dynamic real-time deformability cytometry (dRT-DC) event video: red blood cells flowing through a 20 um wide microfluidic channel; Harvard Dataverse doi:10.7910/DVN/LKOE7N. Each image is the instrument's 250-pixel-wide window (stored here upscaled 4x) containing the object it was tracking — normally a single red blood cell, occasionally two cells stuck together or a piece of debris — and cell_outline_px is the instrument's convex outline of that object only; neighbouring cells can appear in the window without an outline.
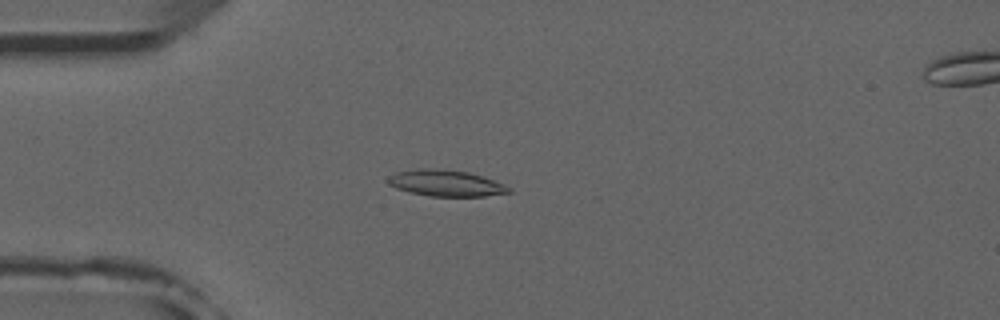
{"species": "common noctule bat (a hibernating species)", "species_latin": "Nyctalus noctula", "temperature_condition": "room temperature", "stored_images_in_passage": 52, "camera_frame_rate_fps": 3000, "um_per_image_px": 0.085, "animal": {"sex": "male", "forearm_length_mm": 52.5}, "frame": {"image": 1, "passage_image": 14, "time_ms": 4.333, "image_size_px": [1000, 320], "cell_outline_px": [[512, 192], [484, 196], [428, 196], [396, 188], [388, 184], [384, 180], [388, 176], [396, 172], [420, 168], [432, 168], [468, 172], [484, 176], [504, 184], [512, 188]], "centroid_in_image_um": [37.89, 15.56], "position_along_channel_um": 47.1, "area_um2": 18.61}}
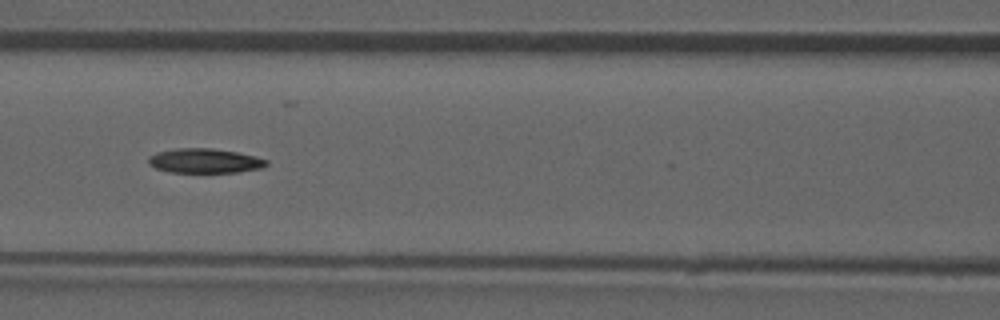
{"frame": {"image": 2, "passage_image": 23, "time_ms": 7.333, "image_size_px": [1000, 320], "cell_outline_px": [[268, 164], [264, 168], [236, 172], [168, 172], [156, 168], [148, 164], [148, 156], [156, 152], [176, 148], [208, 148], [236, 152], [256, 156], [268, 160]], "centroid_in_image_um": [17.39, 13.67], "position_along_channel_um": 149.2, "area_um2": 16.94}}
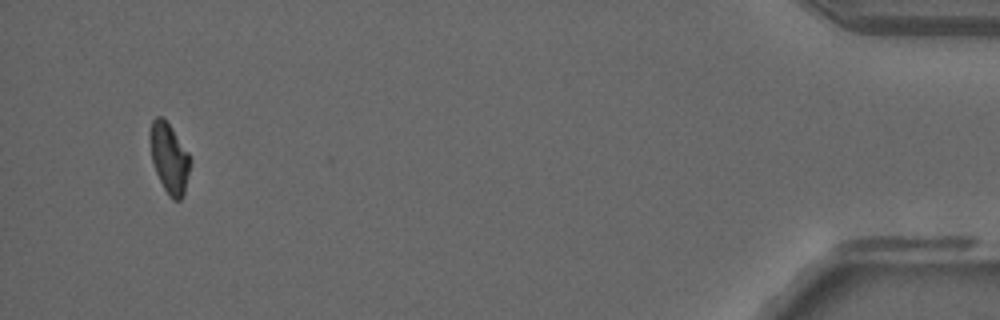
{"frame": {"image": 3, "passage_image": 50, "time_ms": 16.333, "image_size_px": [1000, 320], "cell_outline_px": [[192, 160], [184, 192], [180, 200], [172, 200], [168, 196], [156, 172], [152, 160], [148, 140], [148, 132], [152, 120], [156, 116], [160, 116], [172, 128], [188, 152]], "centroid_in_image_um": [14.37, 13.42], "position_along_channel_um": 420.8, "area_um2": 16.53}}